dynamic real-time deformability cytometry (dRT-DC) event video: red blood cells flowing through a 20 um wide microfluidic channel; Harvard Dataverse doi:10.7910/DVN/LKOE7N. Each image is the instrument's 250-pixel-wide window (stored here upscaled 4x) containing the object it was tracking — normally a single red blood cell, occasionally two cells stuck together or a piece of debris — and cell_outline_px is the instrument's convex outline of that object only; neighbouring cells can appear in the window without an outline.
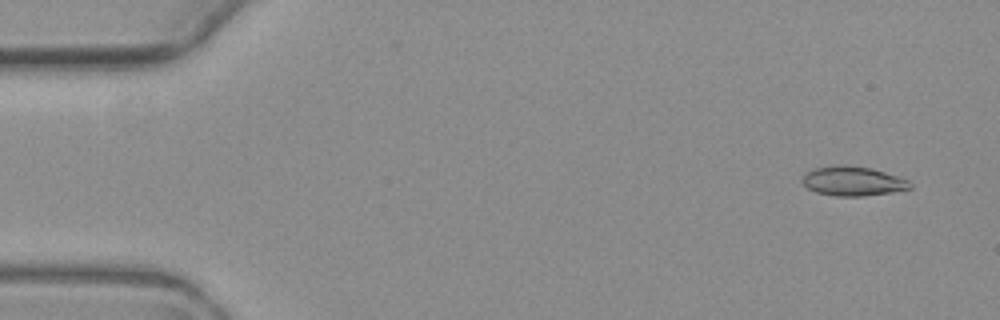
{"species": "common noctule bat (a hibernating species)", "species_latin": "Nyctalus noctula", "temperature_condition": "warm", "stored_images_in_passage": 5, "segment_of_instrument_passage": [2, 2], "camera_frame_rate_fps": 3000, "um_per_image_px": 0.085, "animal": {"sex": "female", "body_mass_g": 19.3, "forearm_length_mm": 54.1}, "frame": {"image": 1, "passage_image": 5, "time_ms": 6.0, "image_size_px": [1000, 320], "cell_outline_px": [[912, 188], [892, 192], [864, 196], [836, 196], [816, 192], [808, 188], [800, 180], [804, 172], [812, 168], [840, 164], [872, 168], [908, 180], [912, 184]], "centroid_in_image_um": [72.44, 15.39], "position_along_channel_um": 12.6, "area_um2": 18.61}}